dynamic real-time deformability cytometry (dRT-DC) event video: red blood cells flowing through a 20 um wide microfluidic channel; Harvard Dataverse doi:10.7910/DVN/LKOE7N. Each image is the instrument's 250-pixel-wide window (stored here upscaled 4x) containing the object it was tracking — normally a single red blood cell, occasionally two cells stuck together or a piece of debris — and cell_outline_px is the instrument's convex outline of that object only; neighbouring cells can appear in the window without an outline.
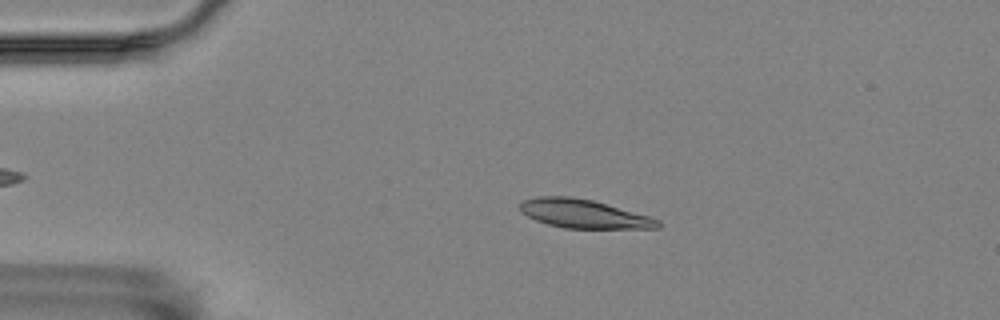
{"species": "Egyptian fruit bat (a non-hibernating species)", "species_latin": "Rousettus aegyptiacus", "temperature_condition": "room temperature", "stored_images_in_passage": 49, "camera_frame_rate_fps": 3000, "um_per_image_px": 0.085, "animal": {"sex": "female"}, "frame": {"image": 1, "passage_image": 11, "time_ms": 3.333, "image_size_px": [1000, 320], "cell_outline_px": [[660, 228], [564, 228], [548, 224], [536, 220], [520, 212], [520, 200], [536, 196], [568, 196], [592, 200], [648, 216], [660, 220]], "centroid_in_image_um": [49.56, 18.16], "position_along_channel_um": 35.4, "area_um2": 22.89}}
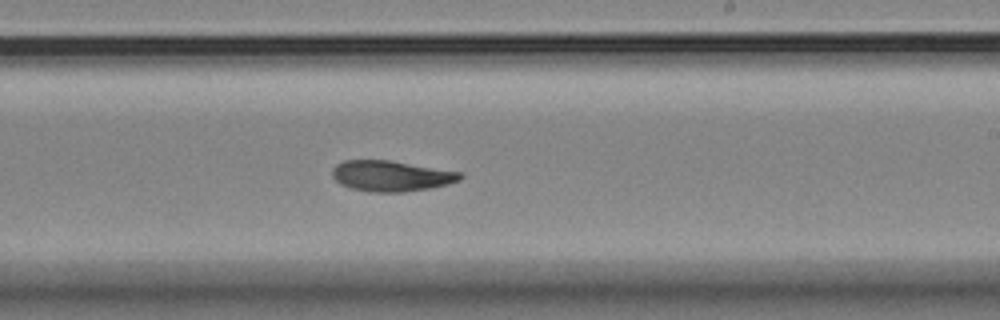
{"frame": {"image": 2, "passage_image": 33, "time_ms": 10.667, "image_size_px": [1000, 320], "cell_outline_px": [[464, 176], [460, 180], [448, 184], [428, 188], [404, 192], [368, 192], [352, 188], [340, 184], [332, 176], [332, 168], [336, 164], [344, 160], [388, 160], [464, 172]], "centroid_in_image_um": [33.26, 14.95], "position_along_channel_um": 255.7, "area_um2": 23.0}}
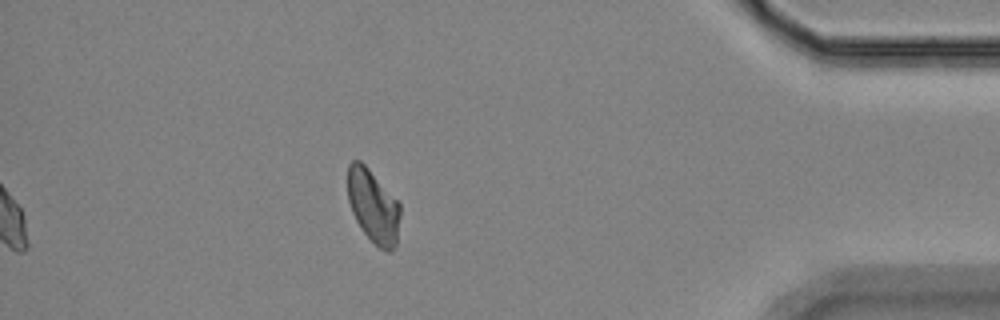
{"frame": {"image": 3, "passage_image": 49, "time_ms": 16.0, "image_size_px": [1000, 320], "cell_outline_px": [[400, 216], [396, 248], [392, 252], [388, 252], [380, 248], [360, 228], [352, 212], [348, 200], [348, 164], [352, 160], [360, 160], [368, 168], [400, 204]], "centroid_in_image_um": [31.73, 17.55], "position_along_channel_um": 403.5, "area_um2": 22.31}, "authors_computed_cell_mechanics": {"area_um2": 22.542, "velocity_mm_per_s": 3.5297, "shape_relaxation_time_tau1_ms": null, "shape_relaxation_time_tau2_ms": 3.2369, "deformation_change_tau1": null, "deformation_change_tau2": 0.0686}}